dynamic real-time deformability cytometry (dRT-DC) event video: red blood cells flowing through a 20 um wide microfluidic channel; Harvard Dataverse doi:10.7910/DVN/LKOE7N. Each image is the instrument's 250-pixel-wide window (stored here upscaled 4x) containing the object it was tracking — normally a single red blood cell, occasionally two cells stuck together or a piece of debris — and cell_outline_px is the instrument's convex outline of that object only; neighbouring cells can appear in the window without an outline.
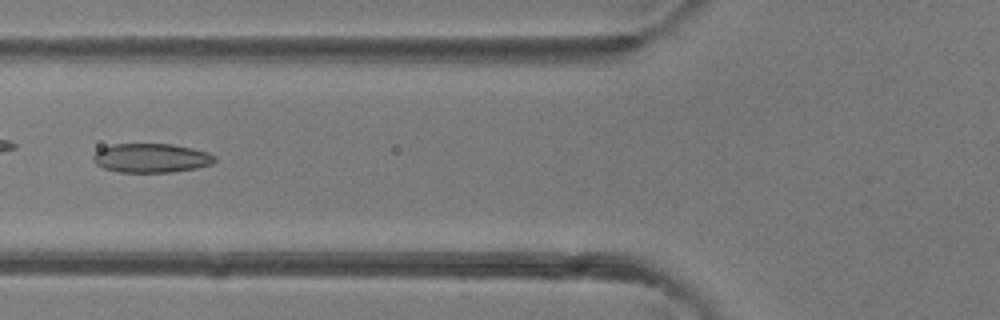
{"species": "common noctule bat (a hibernating species)", "species_latin": "Nyctalus noctula", "temperature_condition": "room temperature", "stored_images_in_passage": 5, "camera_frame_rate_fps": 3000, "um_per_image_px": 0.085, "animal": {"sex": "female"}, "frame": {"image": 1, "passage_image": 4, "time_ms": 3.667, "image_size_px": [1000, 320], "cell_outline_px": [[216, 160], [212, 164], [196, 168], [172, 172], [116, 172], [104, 168], [96, 164], [92, 160], [92, 156], [100, 148], [112, 144], [172, 144], [192, 148], [208, 152], [216, 156]], "centroid_in_image_um": [12.85, 13.43], "position_along_channel_um": 113.0, "area_um2": 20.75}}
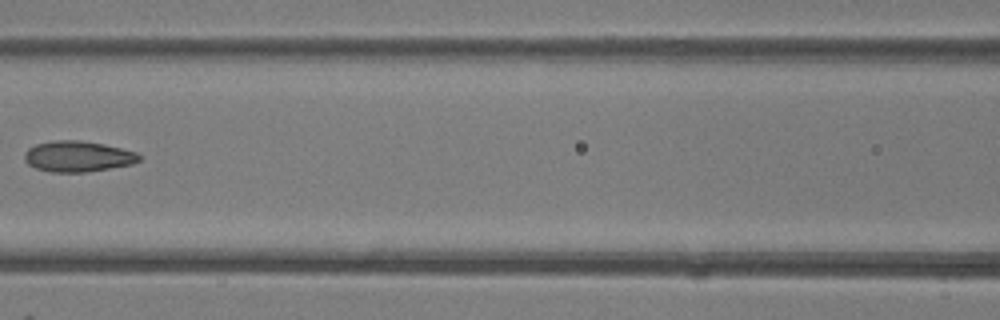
{"frame": {"image": 2, "passage_image": 5, "time_ms": 4.667, "image_size_px": [1000, 320], "cell_outline_px": [[140, 160], [132, 164], [88, 172], [52, 172], [36, 168], [28, 164], [24, 160], [24, 152], [28, 148], [36, 144], [56, 140], [80, 140], [104, 144], [136, 152], [140, 156]], "centroid_in_image_um": [6.59, 13.29], "position_along_channel_um": 160.0, "area_um2": 20.58}}